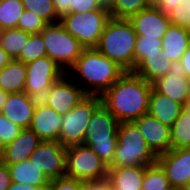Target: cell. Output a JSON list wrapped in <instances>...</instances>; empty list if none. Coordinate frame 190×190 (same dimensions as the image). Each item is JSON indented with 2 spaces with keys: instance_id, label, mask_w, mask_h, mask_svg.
<instances>
[{
  "instance_id": "1",
  "label": "cell",
  "mask_w": 190,
  "mask_h": 190,
  "mask_svg": "<svg viewBox=\"0 0 190 190\" xmlns=\"http://www.w3.org/2000/svg\"><path fill=\"white\" fill-rule=\"evenodd\" d=\"M152 84L133 72H125L100 97L119 123L133 122L148 114Z\"/></svg>"
},
{
  "instance_id": "2",
  "label": "cell",
  "mask_w": 190,
  "mask_h": 190,
  "mask_svg": "<svg viewBox=\"0 0 190 190\" xmlns=\"http://www.w3.org/2000/svg\"><path fill=\"white\" fill-rule=\"evenodd\" d=\"M66 73L87 95L101 96L125 71L95 48H89Z\"/></svg>"
},
{
  "instance_id": "3",
  "label": "cell",
  "mask_w": 190,
  "mask_h": 190,
  "mask_svg": "<svg viewBox=\"0 0 190 190\" xmlns=\"http://www.w3.org/2000/svg\"><path fill=\"white\" fill-rule=\"evenodd\" d=\"M136 39V32L128 19L110 18L95 49L125 72H132Z\"/></svg>"
},
{
  "instance_id": "4",
  "label": "cell",
  "mask_w": 190,
  "mask_h": 190,
  "mask_svg": "<svg viewBox=\"0 0 190 190\" xmlns=\"http://www.w3.org/2000/svg\"><path fill=\"white\" fill-rule=\"evenodd\" d=\"M157 163V156L149 148L134 122L119 123L117 145L108 167L149 166Z\"/></svg>"
},
{
  "instance_id": "5",
  "label": "cell",
  "mask_w": 190,
  "mask_h": 190,
  "mask_svg": "<svg viewBox=\"0 0 190 190\" xmlns=\"http://www.w3.org/2000/svg\"><path fill=\"white\" fill-rule=\"evenodd\" d=\"M118 125L114 115L101 103L92 113L82 142L95 151L107 166L114 157Z\"/></svg>"
},
{
  "instance_id": "6",
  "label": "cell",
  "mask_w": 190,
  "mask_h": 190,
  "mask_svg": "<svg viewBox=\"0 0 190 190\" xmlns=\"http://www.w3.org/2000/svg\"><path fill=\"white\" fill-rule=\"evenodd\" d=\"M44 41L47 56L67 72L85 49L60 23L47 24L39 33Z\"/></svg>"
},
{
  "instance_id": "7",
  "label": "cell",
  "mask_w": 190,
  "mask_h": 190,
  "mask_svg": "<svg viewBox=\"0 0 190 190\" xmlns=\"http://www.w3.org/2000/svg\"><path fill=\"white\" fill-rule=\"evenodd\" d=\"M110 18L109 10H94L65 14L60 18V23L85 49H89L97 46L104 27Z\"/></svg>"
},
{
  "instance_id": "8",
  "label": "cell",
  "mask_w": 190,
  "mask_h": 190,
  "mask_svg": "<svg viewBox=\"0 0 190 190\" xmlns=\"http://www.w3.org/2000/svg\"><path fill=\"white\" fill-rule=\"evenodd\" d=\"M108 166L89 146L75 144L66 147L65 176L80 181L107 177Z\"/></svg>"
},
{
  "instance_id": "9",
  "label": "cell",
  "mask_w": 190,
  "mask_h": 190,
  "mask_svg": "<svg viewBox=\"0 0 190 190\" xmlns=\"http://www.w3.org/2000/svg\"><path fill=\"white\" fill-rule=\"evenodd\" d=\"M100 104V96L87 95L71 111L62 115L58 141L65 147L82 144L92 113Z\"/></svg>"
},
{
  "instance_id": "10",
  "label": "cell",
  "mask_w": 190,
  "mask_h": 190,
  "mask_svg": "<svg viewBox=\"0 0 190 190\" xmlns=\"http://www.w3.org/2000/svg\"><path fill=\"white\" fill-rule=\"evenodd\" d=\"M30 160L49 181L65 176L66 147L59 141H41L30 155Z\"/></svg>"
},
{
  "instance_id": "11",
  "label": "cell",
  "mask_w": 190,
  "mask_h": 190,
  "mask_svg": "<svg viewBox=\"0 0 190 190\" xmlns=\"http://www.w3.org/2000/svg\"><path fill=\"white\" fill-rule=\"evenodd\" d=\"M27 94L51 87L66 72L50 57L44 56L25 64Z\"/></svg>"
},
{
  "instance_id": "12",
  "label": "cell",
  "mask_w": 190,
  "mask_h": 190,
  "mask_svg": "<svg viewBox=\"0 0 190 190\" xmlns=\"http://www.w3.org/2000/svg\"><path fill=\"white\" fill-rule=\"evenodd\" d=\"M157 163L176 190L190 185V148L170 149L157 157Z\"/></svg>"
},
{
  "instance_id": "13",
  "label": "cell",
  "mask_w": 190,
  "mask_h": 190,
  "mask_svg": "<svg viewBox=\"0 0 190 190\" xmlns=\"http://www.w3.org/2000/svg\"><path fill=\"white\" fill-rule=\"evenodd\" d=\"M86 96L83 89L65 73L50 87V99L47 106L58 114L65 115Z\"/></svg>"
},
{
  "instance_id": "14",
  "label": "cell",
  "mask_w": 190,
  "mask_h": 190,
  "mask_svg": "<svg viewBox=\"0 0 190 190\" xmlns=\"http://www.w3.org/2000/svg\"><path fill=\"white\" fill-rule=\"evenodd\" d=\"M189 82L183 65L180 61H176L171 64L164 77L152 83V87L157 93L184 105L190 98Z\"/></svg>"
},
{
  "instance_id": "15",
  "label": "cell",
  "mask_w": 190,
  "mask_h": 190,
  "mask_svg": "<svg viewBox=\"0 0 190 190\" xmlns=\"http://www.w3.org/2000/svg\"><path fill=\"white\" fill-rule=\"evenodd\" d=\"M136 35L162 39L171 25L168 15L157 6H149L128 19Z\"/></svg>"
},
{
  "instance_id": "16",
  "label": "cell",
  "mask_w": 190,
  "mask_h": 190,
  "mask_svg": "<svg viewBox=\"0 0 190 190\" xmlns=\"http://www.w3.org/2000/svg\"><path fill=\"white\" fill-rule=\"evenodd\" d=\"M141 131L149 148L158 157L171 149L170 127L149 114L133 121Z\"/></svg>"
},
{
  "instance_id": "17",
  "label": "cell",
  "mask_w": 190,
  "mask_h": 190,
  "mask_svg": "<svg viewBox=\"0 0 190 190\" xmlns=\"http://www.w3.org/2000/svg\"><path fill=\"white\" fill-rule=\"evenodd\" d=\"M41 141L30 128H24L11 143L1 148L0 159L6 165L30 159V155L39 146Z\"/></svg>"
},
{
  "instance_id": "18",
  "label": "cell",
  "mask_w": 190,
  "mask_h": 190,
  "mask_svg": "<svg viewBox=\"0 0 190 190\" xmlns=\"http://www.w3.org/2000/svg\"><path fill=\"white\" fill-rule=\"evenodd\" d=\"M62 115L51 107H39L34 111L29 127L42 141H58L61 132Z\"/></svg>"
},
{
  "instance_id": "19",
  "label": "cell",
  "mask_w": 190,
  "mask_h": 190,
  "mask_svg": "<svg viewBox=\"0 0 190 190\" xmlns=\"http://www.w3.org/2000/svg\"><path fill=\"white\" fill-rule=\"evenodd\" d=\"M35 108L26 92L9 93L1 113L22 129L29 128Z\"/></svg>"
},
{
  "instance_id": "20",
  "label": "cell",
  "mask_w": 190,
  "mask_h": 190,
  "mask_svg": "<svg viewBox=\"0 0 190 190\" xmlns=\"http://www.w3.org/2000/svg\"><path fill=\"white\" fill-rule=\"evenodd\" d=\"M146 167H108L107 179L110 189L141 190Z\"/></svg>"
},
{
  "instance_id": "21",
  "label": "cell",
  "mask_w": 190,
  "mask_h": 190,
  "mask_svg": "<svg viewBox=\"0 0 190 190\" xmlns=\"http://www.w3.org/2000/svg\"><path fill=\"white\" fill-rule=\"evenodd\" d=\"M190 46V31L180 26L170 25L162 38L161 55L173 62L180 61Z\"/></svg>"
},
{
  "instance_id": "22",
  "label": "cell",
  "mask_w": 190,
  "mask_h": 190,
  "mask_svg": "<svg viewBox=\"0 0 190 190\" xmlns=\"http://www.w3.org/2000/svg\"><path fill=\"white\" fill-rule=\"evenodd\" d=\"M183 110L181 103L157 93L153 88L149 98L148 114L171 127Z\"/></svg>"
},
{
  "instance_id": "23",
  "label": "cell",
  "mask_w": 190,
  "mask_h": 190,
  "mask_svg": "<svg viewBox=\"0 0 190 190\" xmlns=\"http://www.w3.org/2000/svg\"><path fill=\"white\" fill-rule=\"evenodd\" d=\"M7 166L12 182L35 187H47L49 184V180L44 173L30 159Z\"/></svg>"
},
{
  "instance_id": "24",
  "label": "cell",
  "mask_w": 190,
  "mask_h": 190,
  "mask_svg": "<svg viewBox=\"0 0 190 190\" xmlns=\"http://www.w3.org/2000/svg\"><path fill=\"white\" fill-rule=\"evenodd\" d=\"M25 83L26 67L23 62L12 59L0 70V89L9 93H20L24 92Z\"/></svg>"
},
{
  "instance_id": "25",
  "label": "cell",
  "mask_w": 190,
  "mask_h": 190,
  "mask_svg": "<svg viewBox=\"0 0 190 190\" xmlns=\"http://www.w3.org/2000/svg\"><path fill=\"white\" fill-rule=\"evenodd\" d=\"M172 63V60L164 57L143 59L132 72L152 84L154 81L164 77L168 73L169 67Z\"/></svg>"
},
{
  "instance_id": "26",
  "label": "cell",
  "mask_w": 190,
  "mask_h": 190,
  "mask_svg": "<svg viewBox=\"0 0 190 190\" xmlns=\"http://www.w3.org/2000/svg\"><path fill=\"white\" fill-rule=\"evenodd\" d=\"M171 149L190 148V114L184 109L170 127Z\"/></svg>"
},
{
  "instance_id": "27",
  "label": "cell",
  "mask_w": 190,
  "mask_h": 190,
  "mask_svg": "<svg viewBox=\"0 0 190 190\" xmlns=\"http://www.w3.org/2000/svg\"><path fill=\"white\" fill-rule=\"evenodd\" d=\"M162 39L137 35L134 50V68L143 59L162 58Z\"/></svg>"
},
{
  "instance_id": "28",
  "label": "cell",
  "mask_w": 190,
  "mask_h": 190,
  "mask_svg": "<svg viewBox=\"0 0 190 190\" xmlns=\"http://www.w3.org/2000/svg\"><path fill=\"white\" fill-rule=\"evenodd\" d=\"M111 18L129 19L132 15L149 7L146 0H106Z\"/></svg>"
},
{
  "instance_id": "29",
  "label": "cell",
  "mask_w": 190,
  "mask_h": 190,
  "mask_svg": "<svg viewBox=\"0 0 190 190\" xmlns=\"http://www.w3.org/2000/svg\"><path fill=\"white\" fill-rule=\"evenodd\" d=\"M30 35V33L24 32L18 28L4 29L2 48L12 59H17Z\"/></svg>"
},
{
  "instance_id": "30",
  "label": "cell",
  "mask_w": 190,
  "mask_h": 190,
  "mask_svg": "<svg viewBox=\"0 0 190 190\" xmlns=\"http://www.w3.org/2000/svg\"><path fill=\"white\" fill-rule=\"evenodd\" d=\"M141 190H176L169 183L164 170L158 163L145 169Z\"/></svg>"
},
{
  "instance_id": "31",
  "label": "cell",
  "mask_w": 190,
  "mask_h": 190,
  "mask_svg": "<svg viewBox=\"0 0 190 190\" xmlns=\"http://www.w3.org/2000/svg\"><path fill=\"white\" fill-rule=\"evenodd\" d=\"M24 11L22 0H2L0 5V28H17L19 17Z\"/></svg>"
},
{
  "instance_id": "32",
  "label": "cell",
  "mask_w": 190,
  "mask_h": 190,
  "mask_svg": "<svg viewBox=\"0 0 190 190\" xmlns=\"http://www.w3.org/2000/svg\"><path fill=\"white\" fill-rule=\"evenodd\" d=\"M24 9L36 13L47 24L60 22L52 0H22Z\"/></svg>"
},
{
  "instance_id": "33",
  "label": "cell",
  "mask_w": 190,
  "mask_h": 190,
  "mask_svg": "<svg viewBox=\"0 0 190 190\" xmlns=\"http://www.w3.org/2000/svg\"><path fill=\"white\" fill-rule=\"evenodd\" d=\"M44 56H47V53L42 36L40 34H31L16 60L26 64Z\"/></svg>"
},
{
  "instance_id": "34",
  "label": "cell",
  "mask_w": 190,
  "mask_h": 190,
  "mask_svg": "<svg viewBox=\"0 0 190 190\" xmlns=\"http://www.w3.org/2000/svg\"><path fill=\"white\" fill-rule=\"evenodd\" d=\"M167 15L171 25L190 31V0H181Z\"/></svg>"
},
{
  "instance_id": "35",
  "label": "cell",
  "mask_w": 190,
  "mask_h": 190,
  "mask_svg": "<svg viewBox=\"0 0 190 190\" xmlns=\"http://www.w3.org/2000/svg\"><path fill=\"white\" fill-rule=\"evenodd\" d=\"M47 23L36 13L24 9L19 17L17 28L30 34H39Z\"/></svg>"
},
{
  "instance_id": "36",
  "label": "cell",
  "mask_w": 190,
  "mask_h": 190,
  "mask_svg": "<svg viewBox=\"0 0 190 190\" xmlns=\"http://www.w3.org/2000/svg\"><path fill=\"white\" fill-rule=\"evenodd\" d=\"M22 128L0 113V147L11 143L21 132Z\"/></svg>"
},
{
  "instance_id": "37",
  "label": "cell",
  "mask_w": 190,
  "mask_h": 190,
  "mask_svg": "<svg viewBox=\"0 0 190 190\" xmlns=\"http://www.w3.org/2000/svg\"><path fill=\"white\" fill-rule=\"evenodd\" d=\"M108 10L106 0H71L70 13Z\"/></svg>"
},
{
  "instance_id": "38",
  "label": "cell",
  "mask_w": 190,
  "mask_h": 190,
  "mask_svg": "<svg viewBox=\"0 0 190 190\" xmlns=\"http://www.w3.org/2000/svg\"><path fill=\"white\" fill-rule=\"evenodd\" d=\"M47 188L48 190H84L83 181L67 176L50 180Z\"/></svg>"
},
{
  "instance_id": "39",
  "label": "cell",
  "mask_w": 190,
  "mask_h": 190,
  "mask_svg": "<svg viewBox=\"0 0 190 190\" xmlns=\"http://www.w3.org/2000/svg\"><path fill=\"white\" fill-rule=\"evenodd\" d=\"M33 107H45L50 99V87L28 94Z\"/></svg>"
},
{
  "instance_id": "40",
  "label": "cell",
  "mask_w": 190,
  "mask_h": 190,
  "mask_svg": "<svg viewBox=\"0 0 190 190\" xmlns=\"http://www.w3.org/2000/svg\"><path fill=\"white\" fill-rule=\"evenodd\" d=\"M84 190H111L107 177L99 180L83 181Z\"/></svg>"
},
{
  "instance_id": "41",
  "label": "cell",
  "mask_w": 190,
  "mask_h": 190,
  "mask_svg": "<svg viewBox=\"0 0 190 190\" xmlns=\"http://www.w3.org/2000/svg\"><path fill=\"white\" fill-rule=\"evenodd\" d=\"M12 183L8 166L0 159V190H7Z\"/></svg>"
},
{
  "instance_id": "42",
  "label": "cell",
  "mask_w": 190,
  "mask_h": 190,
  "mask_svg": "<svg viewBox=\"0 0 190 190\" xmlns=\"http://www.w3.org/2000/svg\"><path fill=\"white\" fill-rule=\"evenodd\" d=\"M55 11L61 18L65 14H70L71 0H52Z\"/></svg>"
},
{
  "instance_id": "43",
  "label": "cell",
  "mask_w": 190,
  "mask_h": 190,
  "mask_svg": "<svg viewBox=\"0 0 190 190\" xmlns=\"http://www.w3.org/2000/svg\"><path fill=\"white\" fill-rule=\"evenodd\" d=\"M181 0H161L157 7L167 14L171 9L179 4Z\"/></svg>"
},
{
  "instance_id": "44",
  "label": "cell",
  "mask_w": 190,
  "mask_h": 190,
  "mask_svg": "<svg viewBox=\"0 0 190 190\" xmlns=\"http://www.w3.org/2000/svg\"><path fill=\"white\" fill-rule=\"evenodd\" d=\"M7 190H48V188L12 182Z\"/></svg>"
},
{
  "instance_id": "45",
  "label": "cell",
  "mask_w": 190,
  "mask_h": 190,
  "mask_svg": "<svg viewBox=\"0 0 190 190\" xmlns=\"http://www.w3.org/2000/svg\"><path fill=\"white\" fill-rule=\"evenodd\" d=\"M180 62L183 65V68L186 73V77L188 79H190V46L187 48L185 53L182 55Z\"/></svg>"
},
{
  "instance_id": "46",
  "label": "cell",
  "mask_w": 190,
  "mask_h": 190,
  "mask_svg": "<svg viewBox=\"0 0 190 190\" xmlns=\"http://www.w3.org/2000/svg\"><path fill=\"white\" fill-rule=\"evenodd\" d=\"M11 60L12 58L2 47H0V70L4 68Z\"/></svg>"
},
{
  "instance_id": "47",
  "label": "cell",
  "mask_w": 190,
  "mask_h": 190,
  "mask_svg": "<svg viewBox=\"0 0 190 190\" xmlns=\"http://www.w3.org/2000/svg\"><path fill=\"white\" fill-rule=\"evenodd\" d=\"M8 96L9 92L0 89V113L3 109L5 102L7 101Z\"/></svg>"
},
{
  "instance_id": "48",
  "label": "cell",
  "mask_w": 190,
  "mask_h": 190,
  "mask_svg": "<svg viewBox=\"0 0 190 190\" xmlns=\"http://www.w3.org/2000/svg\"><path fill=\"white\" fill-rule=\"evenodd\" d=\"M183 109L190 114V98L188 99V101L183 105Z\"/></svg>"
},
{
  "instance_id": "49",
  "label": "cell",
  "mask_w": 190,
  "mask_h": 190,
  "mask_svg": "<svg viewBox=\"0 0 190 190\" xmlns=\"http://www.w3.org/2000/svg\"><path fill=\"white\" fill-rule=\"evenodd\" d=\"M149 6H157L161 0H146Z\"/></svg>"
},
{
  "instance_id": "50",
  "label": "cell",
  "mask_w": 190,
  "mask_h": 190,
  "mask_svg": "<svg viewBox=\"0 0 190 190\" xmlns=\"http://www.w3.org/2000/svg\"><path fill=\"white\" fill-rule=\"evenodd\" d=\"M2 41H3V29L0 28V47H2Z\"/></svg>"
},
{
  "instance_id": "51",
  "label": "cell",
  "mask_w": 190,
  "mask_h": 190,
  "mask_svg": "<svg viewBox=\"0 0 190 190\" xmlns=\"http://www.w3.org/2000/svg\"><path fill=\"white\" fill-rule=\"evenodd\" d=\"M183 190H190V185L186 186Z\"/></svg>"
}]
</instances>
